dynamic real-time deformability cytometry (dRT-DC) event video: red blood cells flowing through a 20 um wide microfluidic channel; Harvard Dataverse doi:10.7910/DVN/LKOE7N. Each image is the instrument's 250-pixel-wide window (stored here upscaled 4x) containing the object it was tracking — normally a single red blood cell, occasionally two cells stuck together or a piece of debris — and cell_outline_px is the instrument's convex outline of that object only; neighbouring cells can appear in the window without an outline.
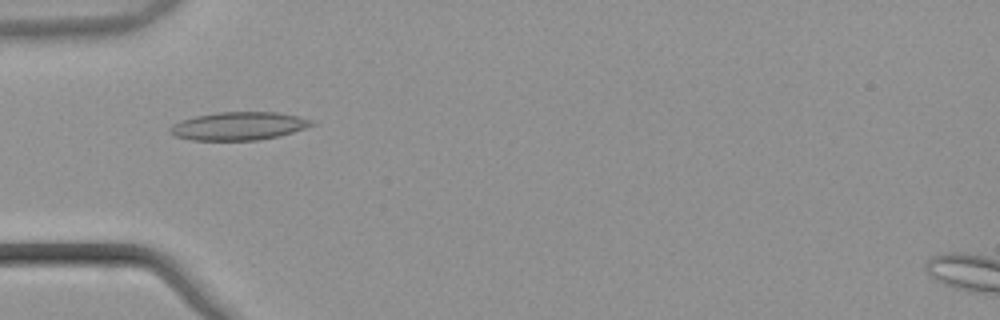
{"species": "common noctule bat (a hibernating species)", "species_latin": "Nyctalus noctula", "temperature_condition": "warm", "stored_images_in_passage": 49, "camera_frame_rate_fps": 3000, "um_per_image_px": 0.085, "animal": {"sex": "male", "body_mass_g": 21.5, "forearm_length_mm": 52.0}, "frame": {"image": 1, "passage_image": 13, "time_ms": 4.0, "image_size_px": [1000, 320], "cell_outline_px": [[316, 124], [292, 132], [276, 136], [256, 140], [192, 140], [176, 136], [168, 132], [168, 128], [172, 124], [196, 116], [216, 112], [276, 112], [296, 116], [312, 120]], "centroid_in_image_um": [20.25, 10.71], "position_along_channel_um": 64.7, "area_um2": 22.95}}
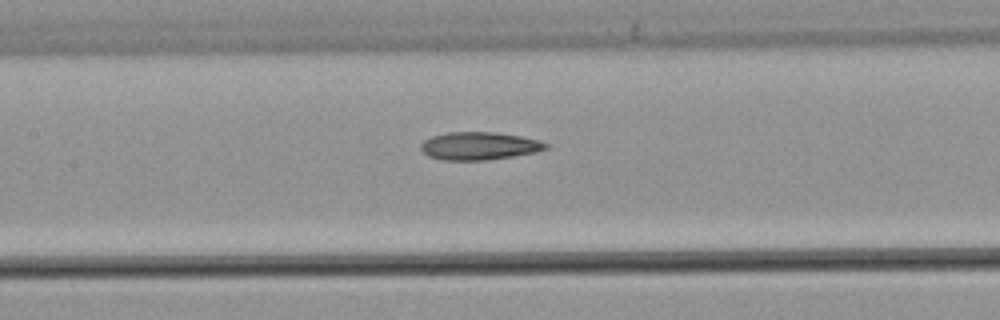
{"frame": {"image": 2, "passage_image": 21, "time_ms": 6.667, "image_size_px": [1000, 320], "cell_outline_px": [[552, 144], [548, 148], [536, 152], [512, 156], [484, 160], [444, 160], [428, 156], [420, 148], [420, 144], [424, 140], [432, 136], [448, 132], [496, 132], [520, 136], [540, 140]], "centroid_in_image_um": [40.76, 12.4], "position_along_channel_um": 166.6, "area_um2": 20.35}}
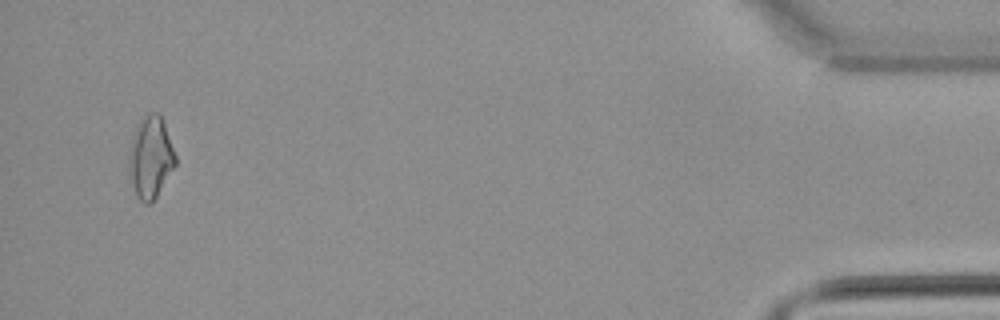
{"frame": {"image": 3, "passage_image": 47, "time_ms": 15.333, "image_size_px": [1000, 320], "cell_outline_px": [[176, 164], [156, 196], [148, 204], [144, 204], [136, 196], [128, 180], [128, 156], [132, 136], [136, 124], [148, 112], [160, 112], [176, 156]], "centroid_in_image_um": [12.75, 13.36], "position_along_channel_um": 422.4, "area_um2": 22.48}, "authors_computed_cell_mechanics": {"area_um2": 20.4034, "velocity_mm_per_s": 3.8609, "shape_relaxation_time_tau1_ms": null, "shape_relaxation_time_tau2_ms": 7.1941, "deformation_change_tau1": null, "deformation_change_tau2": 0.2047}}